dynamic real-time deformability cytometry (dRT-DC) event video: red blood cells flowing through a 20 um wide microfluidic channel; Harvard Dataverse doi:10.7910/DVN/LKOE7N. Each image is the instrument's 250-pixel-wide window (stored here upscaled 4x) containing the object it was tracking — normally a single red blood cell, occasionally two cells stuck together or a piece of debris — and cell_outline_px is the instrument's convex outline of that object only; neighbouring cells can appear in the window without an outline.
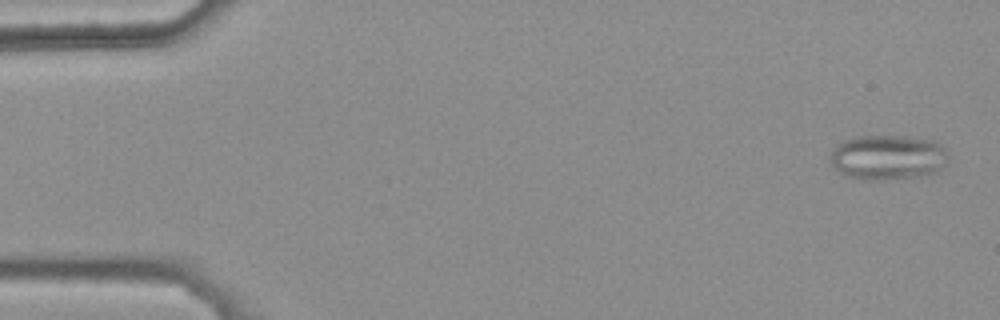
{"species": "common noctule bat (a hibernating species)", "species_latin": "Nyctalus noctula", "temperature_condition": "warm", "stored_images_in_passage": 47, "camera_frame_rate_fps": 3000, "um_per_image_px": 0.085, "animal": {"sex": "female", "body_mass_g": 25.1}, "frame": {"image": 1, "passage_image": 2, "time_ms": 0.333, "image_size_px": [1000, 320], "cell_outline_px": [[948, 160], [936, 172], [920, 176], [880, 180], [872, 180], [848, 176], [840, 172], [828, 160], [832, 148], [836, 144], [844, 140], [860, 136], [908, 136], [936, 140], [948, 152]], "centroid_in_image_um": [75.47, 13.35], "position_along_channel_um": 9.5, "area_um2": 31.1}}
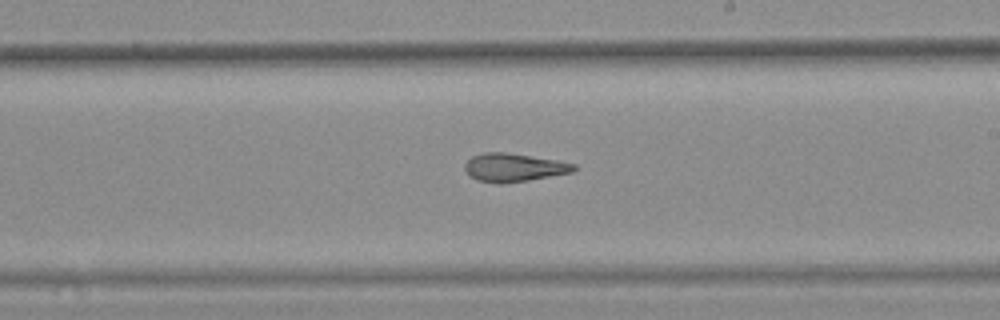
{"frame": {"image": 2, "passage_image": 31, "time_ms": 10.0, "image_size_px": [1000, 320], "cell_outline_px": [[576, 168], [572, 172], [528, 180], [500, 184], [496, 184], [476, 180], [468, 176], [464, 168], [464, 164], [472, 156], [484, 152], [504, 152], [556, 160], [576, 164]], "centroid_in_image_um": [43.61, 14.24], "position_along_channel_um": 245.4, "area_um2": 17.98}}
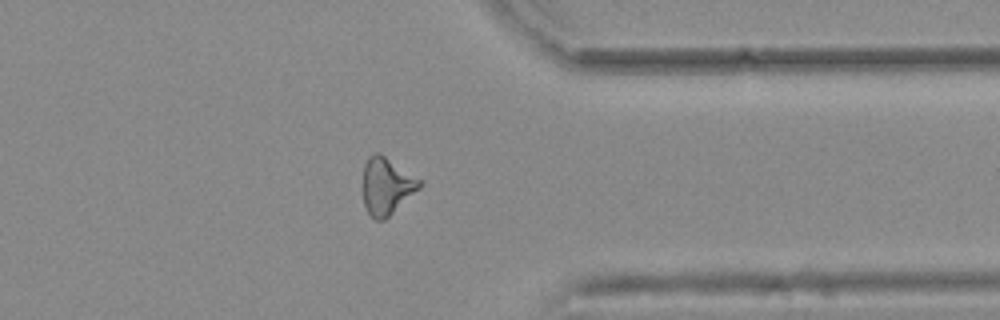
{"frame": {"image": 3, "passage_image": 42, "time_ms": 13.667, "image_size_px": [1000, 320], "cell_outline_px": [[420, 188], [384, 220], [376, 220], [368, 212], [364, 204], [364, 164], [368, 156], [376, 152], [380, 152], [420, 180]], "centroid_in_image_um": [32.84, 15.79], "position_along_channel_um": 378.6, "area_um2": 18.38}, "authors_computed_cell_mechanics": {"area_um2": 18.496, "velocity_mm_per_s": 3.8315, "shape_relaxation_time_tau1_ms": null, "shape_relaxation_time_tau2_ms": 3.4255, "deformation_change_tau1": null, "deformation_change_tau2": 0.1402}}